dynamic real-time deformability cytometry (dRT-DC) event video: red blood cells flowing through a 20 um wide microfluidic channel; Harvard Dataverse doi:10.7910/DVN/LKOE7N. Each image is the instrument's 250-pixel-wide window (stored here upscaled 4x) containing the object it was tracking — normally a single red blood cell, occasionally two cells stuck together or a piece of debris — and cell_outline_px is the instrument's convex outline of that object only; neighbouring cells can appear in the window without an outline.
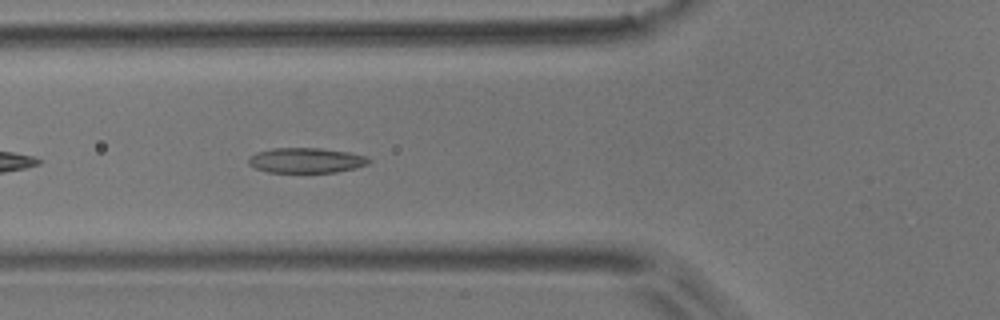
{"species": "common noctule bat (a hibernating species)", "species_latin": "Nyctalus noctula", "temperature_condition": "room temperature", "stored_images_in_passage": 4, "camera_frame_rate_fps": 3000, "um_per_image_px": 0.085, "animal": {"sex": "male", "body_mass_g": 17.9}, "frame": {"image": 1, "passage_image": 4, "time_ms": 5.333, "image_size_px": [1000, 320], "cell_outline_px": [[372, 160], [368, 164], [356, 168], [336, 172], [268, 172], [256, 168], [248, 164], [248, 156], [256, 152], [272, 148], [320, 148], [348, 152], [368, 156]], "centroid_in_image_um": [26.03, 13.62], "position_along_channel_um": 99.8, "area_um2": 17.74}}